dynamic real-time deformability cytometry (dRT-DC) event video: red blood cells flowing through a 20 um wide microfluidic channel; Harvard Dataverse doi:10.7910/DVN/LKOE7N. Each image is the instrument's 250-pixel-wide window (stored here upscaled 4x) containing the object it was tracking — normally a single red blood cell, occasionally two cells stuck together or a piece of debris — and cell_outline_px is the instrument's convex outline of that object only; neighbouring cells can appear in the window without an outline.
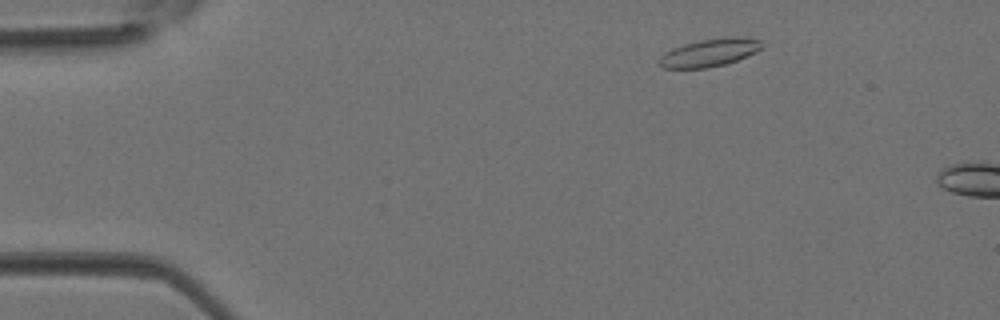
{"species": "Egyptian fruit bat (a non-hibernating species)", "species_latin": "Rousettus aegyptiacus", "temperature_condition": "room temperature", "stored_images_in_passage": 2, "camera_frame_rate_fps": 3000, "um_per_image_px": 0.085, "animal": {"sex": "female"}, "frame": {"image": 1, "passage_image": 1, "time_ms": 0.0, "image_size_px": [1000, 320], "cell_outline_px": [[764, 44], [756, 52], [736, 60], [724, 64], [704, 68], [664, 68], [660, 64], [660, 56], [664, 52], [672, 48], [684, 44], [700, 40], [760, 40]], "centroid_in_image_um": [60.2, 4.53], "position_along_channel_um": 24.8, "area_um2": 15.49}}